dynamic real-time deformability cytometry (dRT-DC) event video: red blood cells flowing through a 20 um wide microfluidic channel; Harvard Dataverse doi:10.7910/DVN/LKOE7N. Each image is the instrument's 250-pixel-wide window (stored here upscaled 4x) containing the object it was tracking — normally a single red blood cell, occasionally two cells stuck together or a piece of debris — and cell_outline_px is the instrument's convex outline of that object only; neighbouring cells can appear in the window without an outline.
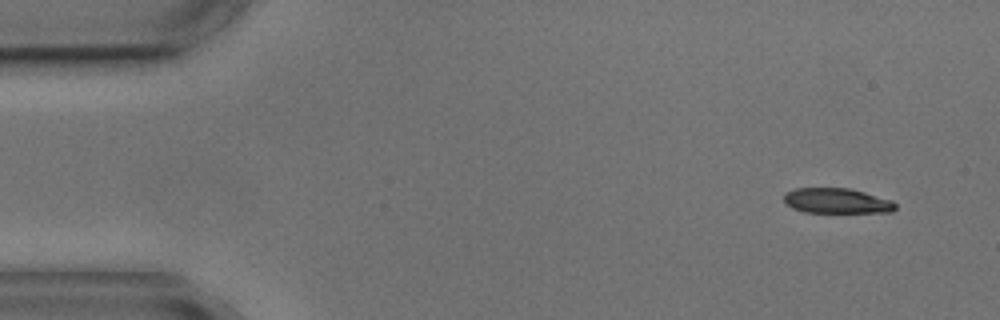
{"species": "common noctule bat (a hibernating species)", "species_latin": "Nyctalus noctula", "temperature_condition": "cold", "stored_images_in_passage": 4, "camera_frame_rate_fps": 3000, "um_per_image_px": 0.085, "animal": {"sex": "male", "body_mass_g": 17.9, "forearm_length_mm": 54.2}, "frame": {"image": 1, "passage_image": 1, "time_ms": 0.0, "image_size_px": [1000, 320], "cell_outline_px": [[896, 208], [892, 212], [804, 212], [792, 208], [784, 204], [784, 192], [796, 188], [848, 188], [864, 192], [892, 200], [896, 204]], "centroid_in_image_um": [71.09, 17.07], "position_along_channel_um": 13.9, "area_um2": 16.42}}
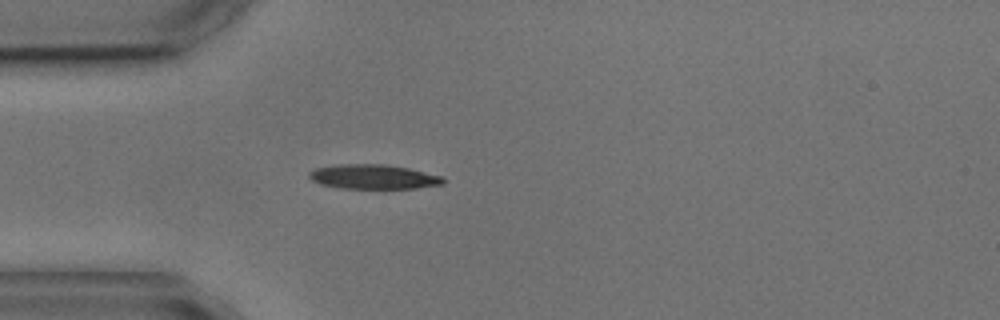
{"frame": {"image": 2, "passage_image": 4, "time_ms": 3.667, "image_size_px": [1000, 320], "cell_outline_px": [[444, 184], [416, 188], [340, 188], [320, 184], [312, 180], [308, 176], [308, 172], [316, 168], [340, 164], [384, 164], [408, 168], [440, 176], [444, 180]], "centroid_in_image_um": [31.7, 15.02], "position_along_channel_um": 53.3, "area_um2": 18.96}}